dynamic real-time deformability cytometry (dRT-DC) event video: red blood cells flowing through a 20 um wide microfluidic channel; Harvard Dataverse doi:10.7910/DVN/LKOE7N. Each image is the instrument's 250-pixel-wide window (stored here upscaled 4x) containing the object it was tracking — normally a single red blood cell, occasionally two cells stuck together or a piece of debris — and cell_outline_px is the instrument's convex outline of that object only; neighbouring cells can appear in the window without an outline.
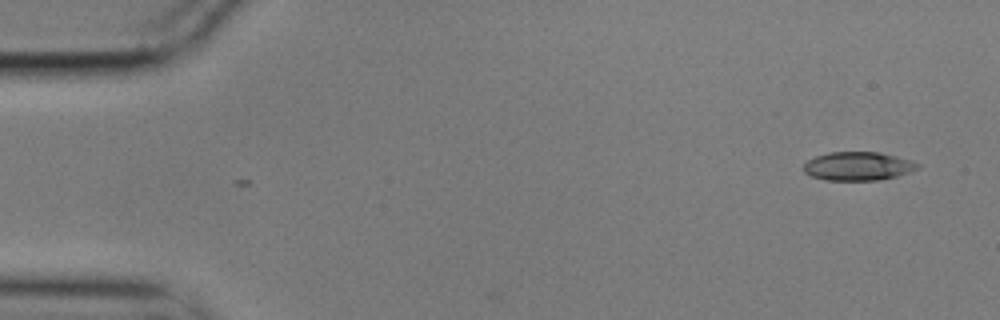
{"species": "common noctule bat (a hibernating species)", "species_latin": "Nyctalus noctula", "temperature_condition": "cold", "stored_images_in_passage": 2, "camera_frame_rate_fps": 3000, "um_per_image_px": 0.085, "animal": {"sex": "male", "body_mass_g": 17.9}, "frame": {"image": 1, "passage_image": 2, "time_ms": 0.333, "image_size_px": [1000, 320], "cell_outline_px": [[920, 168], [896, 176], [880, 180], [824, 180], [812, 176], [804, 172], [804, 164], [808, 160], [816, 156], [828, 152], [880, 152], [912, 160], [920, 164]], "centroid_in_image_um": [72.94, 14.12], "position_along_channel_um": 12.1, "area_um2": 19.02}}